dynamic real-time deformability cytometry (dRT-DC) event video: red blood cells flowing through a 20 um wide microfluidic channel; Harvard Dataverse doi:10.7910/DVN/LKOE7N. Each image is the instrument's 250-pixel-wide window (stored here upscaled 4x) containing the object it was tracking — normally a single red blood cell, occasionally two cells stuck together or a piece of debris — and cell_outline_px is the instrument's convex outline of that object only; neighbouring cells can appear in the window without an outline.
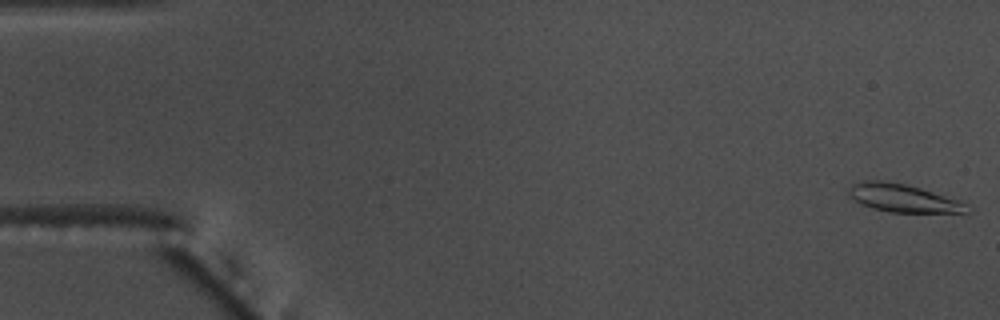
{"species": "common noctule bat (a hibernating species)", "species_latin": "Nyctalus noctula", "temperature_condition": "warm", "stored_images_in_passage": 56, "camera_frame_rate_fps": 3000, "um_per_image_px": 0.085, "animal": {"sex": "male", "body_mass_g": 17.5, "forearm_length_mm": 52.3}, "frame": {"image": 1, "passage_image": 1, "time_ms": 0.0, "image_size_px": [1000, 320], "cell_outline_px": [[968, 212], [888, 212], [872, 208], [860, 204], [848, 196], [848, 188], [852, 184], [864, 180], [880, 180], [904, 184], [920, 188], [960, 200], [964, 204]], "centroid_in_image_um": [76.66, 16.83], "position_along_channel_um": 8.3, "area_um2": 19.07}}
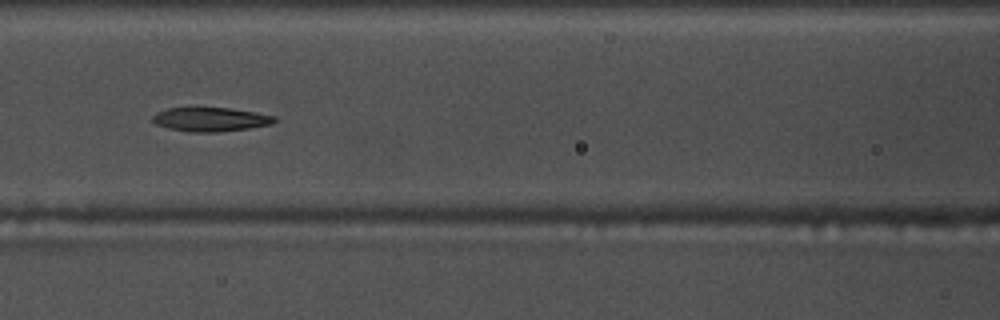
{"frame": {"image": 2, "passage_image": 25, "time_ms": 8.0, "image_size_px": [1000, 320], "cell_outline_px": [[276, 120], [272, 124], [248, 128], [220, 132], [192, 132], [168, 128], [156, 124], [152, 120], [152, 116], [156, 112], [168, 108], [228, 108], [256, 112], [276, 116]], "centroid_in_image_um": [17.9, 10.15], "position_along_channel_um": 148.7, "area_um2": 16.99}}
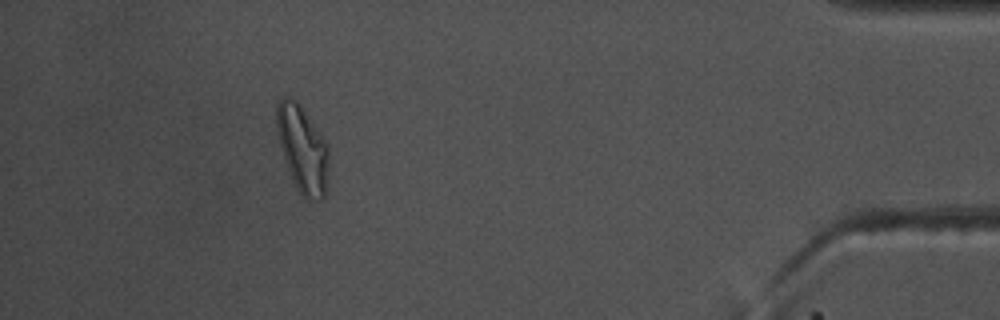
{"frame": {"image": 3, "passage_image": 51, "time_ms": 16.667, "image_size_px": [1000, 320], "cell_outline_px": [[328, 168], [324, 200], [308, 200], [296, 188], [292, 180], [276, 132], [276, 104], [284, 96], [288, 96], [296, 100], [300, 104], [324, 140], [328, 148]], "centroid_in_image_um": [25.7, 12.66], "position_along_channel_um": 409.5, "area_um2": 26.13}, "authors_computed_cell_mechanics": {"area_um2": 18.207, "velocity_mm_per_s": 3.6627, "shape_relaxation_time_tau1_ms": null, "shape_relaxation_time_tau2_ms": 3.6325, "deformation_change_tau1": null, "deformation_change_tau2": 0.1172}}